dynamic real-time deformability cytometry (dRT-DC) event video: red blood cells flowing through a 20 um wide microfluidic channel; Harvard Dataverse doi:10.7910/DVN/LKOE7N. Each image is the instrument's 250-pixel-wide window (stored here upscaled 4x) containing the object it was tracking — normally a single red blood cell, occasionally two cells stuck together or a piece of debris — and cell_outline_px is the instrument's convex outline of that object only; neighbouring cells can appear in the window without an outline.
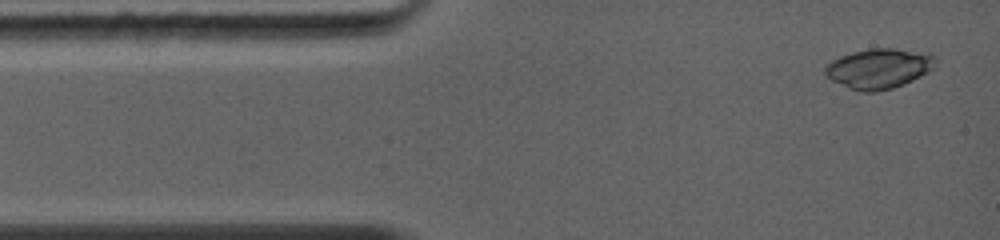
{"species": "common noctule bat (a hibernating species)", "species_latin": "Nyctalus noctula", "temperature_condition": "warm", "stored_images_in_passage": 23, "camera_frame_rate_fps": 5000, "um_per_image_px": 0.085, "animal": {"sex": "female", "body_mass_g": 19.0, "forearm_length_mm": 56.7}, "frame": {"image": 1, "passage_image": 1, "time_ms": 0.0, "image_size_px": [1000, 240], "cell_outline_px": [[936, 64], [928, 72], [904, 84], [892, 88], [876, 92], [860, 92], [848, 88], [824, 76], [824, 64], [840, 56], [852, 52], [872, 48], [896, 48], [928, 52], [936, 56]], "centroid_in_image_um": [74.69, 5.81], "position_along_channel_um": 10.3, "area_um2": 26.13}}
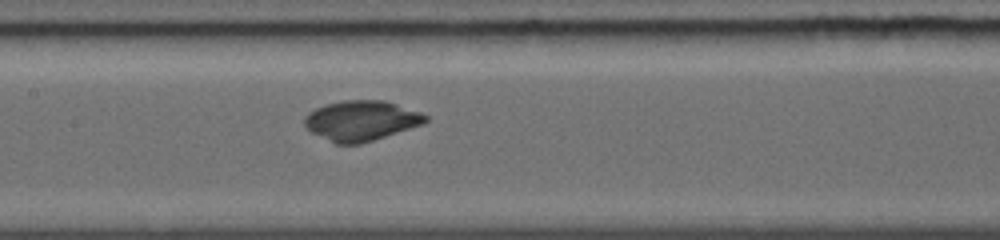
{"frame": {"image": 2, "passage_image": 15, "time_ms": 5.2, "image_size_px": [1000, 240], "cell_outline_px": [[428, 120], [424, 124], [360, 144], [336, 144], [312, 132], [304, 124], [304, 116], [308, 112], [324, 104], [344, 100], [384, 100], [420, 112], [428, 116]], "centroid_in_image_um": [30.7, 10.25], "position_along_channel_um": 176.7, "area_um2": 28.21}}
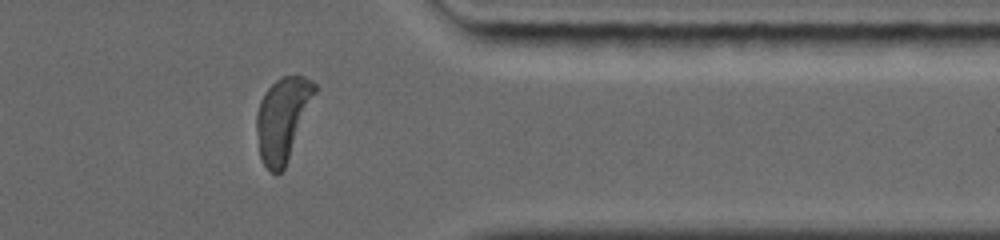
{"frame": {"image": 3, "passage_image": 23, "time_ms": 10.2, "image_size_px": [1000, 240], "cell_outline_px": [[316, 92], [284, 168], [280, 172], [272, 172], [264, 164], [260, 156], [256, 132], [256, 112], [260, 100], [268, 88], [276, 80], [284, 76], [304, 76], [312, 80], [316, 84]], "centroid_in_image_um": [24.01, 10.07], "position_along_channel_um": 387.4, "area_um2": 27.69}, "authors_computed_cell_mechanics": {"area_um2": 27.8596, "velocity_mm_per_s": 4.3795, "shape_relaxation_time_tau1_ms": 6.1702, "shape_relaxation_time_tau2_ms": null, "deformation_change_tau1": 0.3462, "deformation_change_tau2": null}}